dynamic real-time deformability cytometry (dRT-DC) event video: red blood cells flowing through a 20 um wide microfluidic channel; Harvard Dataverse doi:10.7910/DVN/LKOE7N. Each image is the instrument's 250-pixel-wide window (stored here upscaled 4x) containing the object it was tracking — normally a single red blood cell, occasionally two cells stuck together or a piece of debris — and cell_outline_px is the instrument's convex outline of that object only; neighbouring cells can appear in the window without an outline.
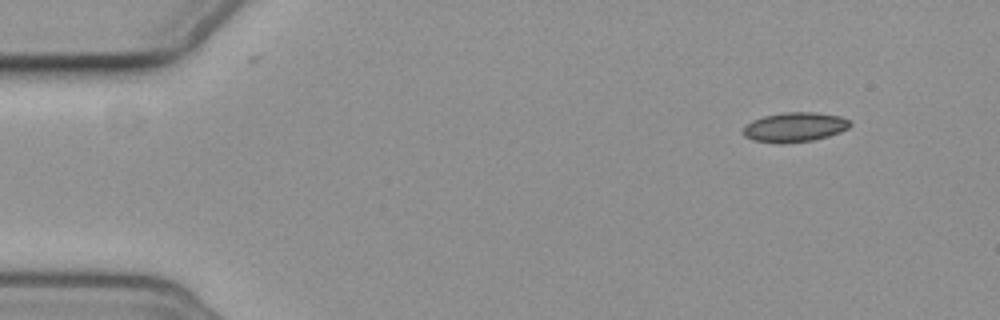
{"species": "common noctule bat (a hibernating species)", "species_latin": "Nyctalus noctula", "temperature_condition": "cold", "stored_images_in_passage": 4, "camera_frame_rate_fps": 3000, "um_per_image_px": 0.085, "animal": {"sex": "female", "body_mass_g": 19.3, "forearm_length_mm": 54.1}, "frame": {"image": 1, "passage_image": 1, "time_ms": 0.0, "image_size_px": [1000, 320], "cell_outline_px": [[852, 124], [848, 128], [840, 132], [828, 136], [812, 140], [752, 140], [744, 136], [744, 128], [752, 120], [764, 116], [784, 112], [812, 112], [840, 116], [848, 120]], "centroid_in_image_um": [67.6, 10.75], "position_along_channel_um": 17.4, "area_um2": 17.46}}
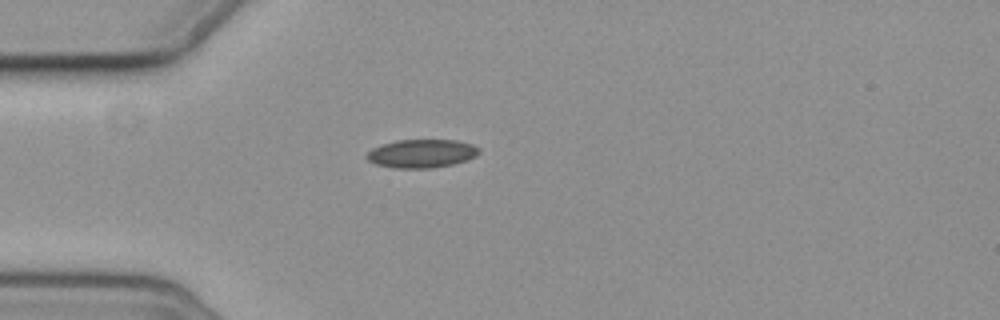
{"frame": {"image": 2, "passage_image": 4, "time_ms": 3.333, "image_size_px": [1000, 320], "cell_outline_px": [[480, 152], [476, 156], [468, 160], [452, 164], [432, 168], [392, 168], [376, 164], [368, 160], [364, 156], [372, 148], [396, 140], [456, 140], [472, 144], [480, 148]], "centroid_in_image_um": [35.85, 13.05], "position_along_channel_um": 49.2, "area_um2": 18.67}}